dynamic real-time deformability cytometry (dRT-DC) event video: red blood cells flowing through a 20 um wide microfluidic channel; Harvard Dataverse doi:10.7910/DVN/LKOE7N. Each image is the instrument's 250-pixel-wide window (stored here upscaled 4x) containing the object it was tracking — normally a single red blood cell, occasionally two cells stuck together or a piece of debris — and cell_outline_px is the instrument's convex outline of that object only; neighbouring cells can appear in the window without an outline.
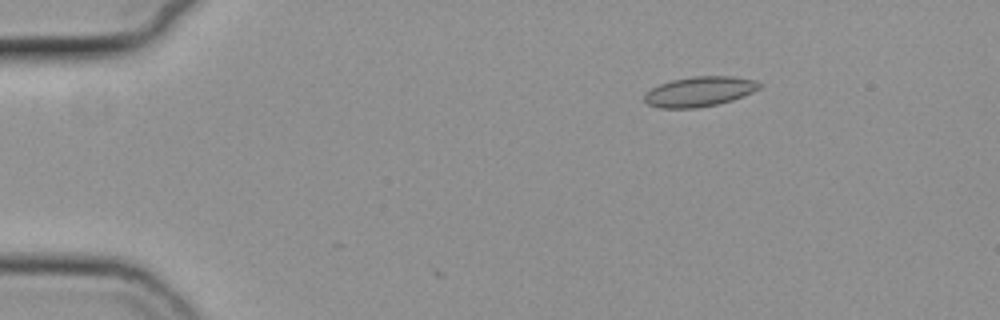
{"species": "common noctule bat (a hibernating species)", "species_latin": "Nyctalus noctula", "temperature_condition": "cold", "stored_images_in_passage": 4, "camera_frame_rate_fps": 3000, "um_per_image_px": 0.085, "animal": {"sex": "female", "body_mass_g": 19.3, "forearm_length_mm": 54.1}, "frame": {"image": 1, "passage_image": 1, "time_ms": 0.0, "image_size_px": [1000, 320], "cell_outline_px": [[764, 84], [760, 88], [752, 92], [732, 100], [716, 104], [696, 108], [660, 108], [648, 104], [644, 100], [644, 96], [652, 88], [660, 84], [672, 80], [692, 76], [732, 76], [756, 80]], "centroid_in_image_um": [59.49, 7.77], "position_along_channel_um": 25.5, "area_um2": 20.0}}